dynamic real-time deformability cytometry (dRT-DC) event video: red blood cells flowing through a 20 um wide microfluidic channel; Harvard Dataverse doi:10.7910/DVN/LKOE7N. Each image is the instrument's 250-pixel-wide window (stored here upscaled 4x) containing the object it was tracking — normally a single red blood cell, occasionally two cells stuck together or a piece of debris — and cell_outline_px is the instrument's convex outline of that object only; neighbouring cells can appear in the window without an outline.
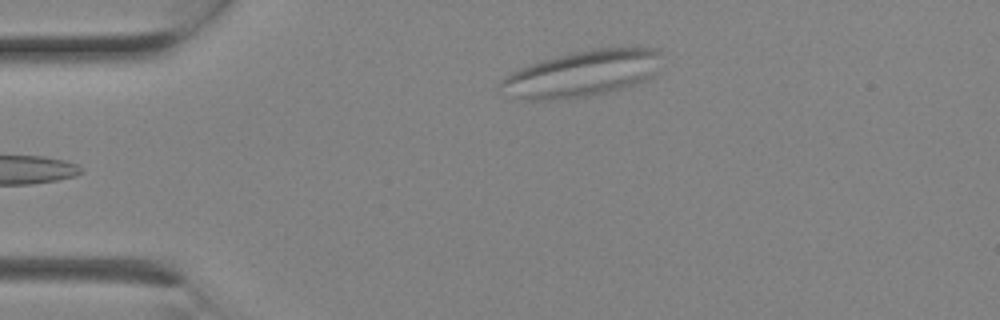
{"species": "Egyptian fruit bat (a non-hibernating species)", "species_latin": "Rousettus aegyptiacus", "temperature_condition": "room temperature", "stored_images_in_passage": 4, "segment_of_instrument_passage": [1, 2], "camera_frame_rate_fps": 3000, "um_per_image_px": 0.085, "animal": {"sex": "female"}, "frame": {"image": 1, "passage_image": 3, "time_ms": 0.667, "image_size_px": [1000, 320], "cell_outline_px": [[660, 52], [656, 72], [652, 76], [636, 84], [624, 88], [588, 96], [552, 100], [524, 100], [504, 96], [496, 84], [504, 76], [520, 68], [556, 56], [576, 52], [600, 48], [656, 48]], "centroid_in_image_um": [49.38, 6.29], "position_along_channel_um": 35.6, "area_um2": 43.23}}